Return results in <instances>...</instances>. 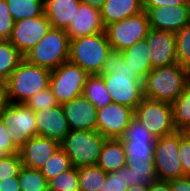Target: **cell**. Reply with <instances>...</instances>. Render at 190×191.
<instances>
[{"label":"cell","mask_w":190,"mask_h":191,"mask_svg":"<svg viewBox=\"0 0 190 191\" xmlns=\"http://www.w3.org/2000/svg\"><path fill=\"white\" fill-rule=\"evenodd\" d=\"M100 76L104 80L112 102L135 110L144 98L142 80L131 70L121 52L112 50L107 55Z\"/></svg>","instance_id":"cell-1"},{"label":"cell","mask_w":190,"mask_h":191,"mask_svg":"<svg viewBox=\"0 0 190 191\" xmlns=\"http://www.w3.org/2000/svg\"><path fill=\"white\" fill-rule=\"evenodd\" d=\"M190 83V69L180 64L153 68L142 80L143 96L172 104Z\"/></svg>","instance_id":"cell-2"},{"label":"cell","mask_w":190,"mask_h":191,"mask_svg":"<svg viewBox=\"0 0 190 191\" xmlns=\"http://www.w3.org/2000/svg\"><path fill=\"white\" fill-rule=\"evenodd\" d=\"M50 73V69L32 65L24 59L5 82L9 102L25 104L49 86Z\"/></svg>","instance_id":"cell-3"},{"label":"cell","mask_w":190,"mask_h":191,"mask_svg":"<svg viewBox=\"0 0 190 191\" xmlns=\"http://www.w3.org/2000/svg\"><path fill=\"white\" fill-rule=\"evenodd\" d=\"M111 51L105 31L99 32L70 40L68 61L80 66L89 75H101L102 65Z\"/></svg>","instance_id":"cell-4"},{"label":"cell","mask_w":190,"mask_h":191,"mask_svg":"<svg viewBox=\"0 0 190 191\" xmlns=\"http://www.w3.org/2000/svg\"><path fill=\"white\" fill-rule=\"evenodd\" d=\"M106 138L97 130H70L60 143L74 167L96 165Z\"/></svg>","instance_id":"cell-5"},{"label":"cell","mask_w":190,"mask_h":191,"mask_svg":"<svg viewBox=\"0 0 190 191\" xmlns=\"http://www.w3.org/2000/svg\"><path fill=\"white\" fill-rule=\"evenodd\" d=\"M70 39L64 29L51 28L24 59L36 66L53 70L68 61Z\"/></svg>","instance_id":"cell-6"},{"label":"cell","mask_w":190,"mask_h":191,"mask_svg":"<svg viewBox=\"0 0 190 191\" xmlns=\"http://www.w3.org/2000/svg\"><path fill=\"white\" fill-rule=\"evenodd\" d=\"M125 149L126 165H148L154 162L155 137L135 116L120 138Z\"/></svg>","instance_id":"cell-7"},{"label":"cell","mask_w":190,"mask_h":191,"mask_svg":"<svg viewBox=\"0 0 190 191\" xmlns=\"http://www.w3.org/2000/svg\"><path fill=\"white\" fill-rule=\"evenodd\" d=\"M89 76L80 66L70 61H66L51 70L49 86L57 103L62 105L81 96Z\"/></svg>","instance_id":"cell-8"},{"label":"cell","mask_w":190,"mask_h":191,"mask_svg":"<svg viewBox=\"0 0 190 191\" xmlns=\"http://www.w3.org/2000/svg\"><path fill=\"white\" fill-rule=\"evenodd\" d=\"M149 19L146 11L111 23L104 29L113 51H124L144 39L149 31Z\"/></svg>","instance_id":"cell-9"},{"label":"cell","mask_w":190,"mask_h":191,"mask_svg":"<svg viewBox=\"0 0 190 191\" xmlns=\"http://www.w3.org/2000/svg\"><path fill=\"white\" fill-rule=\"evenodd\" d=\"M134 116L157 138L177 131L173 122L172 104L144 97L135 108Z\"/></svg>","instance_id":"cell-10"},{"label":"cell","mask_w":190,"mask_h":191,"mask_svg":"<svg viewBox=\"0 0 190 191\" xmlns=\"http://www.w3.org/2000/svg\"><path fill=\"white\" fill-rule=\"evenodd\" d=\"M0 120L9 129L12 144L18 151L29 139L37 136L35 113L25 104L9 102Z\"/></svg>","instance_id":"cell-11"},{"label":"cell","mask_w":190,"mask_h":191,"mask_svg":"<svg viewBox=\"0 0 190 191\" xmlns=\"http://www.w3.org/2000/svg\"><path fill=\"white\" fill-rule=\"evenodd\" d=\"M178 148L179 131L157 139L154 146V164L158 180L169 181L183 177Z\"/></svg>","instance_id":"cell-12"},{"label":"cell","mask_w":190,"mask_h":191,"mask_svg":"<svg viewBox=\"0 0 190 191\" xmlns=\"http://www.w3.org/2000/svg\"><path fill=\"white\" fill-rule=\"evenodd\" d=\"M50 29L51 25L45 14L31 19L18 20L14 22L9 41L24 56L41 41Z\"/></svg>","instance_id":"cell-13"},{"label":"cell","mask_w":190,"mask_h":191,"mask_svg":"<svg viewBox=\"0 0 190 191\" xmlns=\"http://www.w3.org/2000/svg\"><path fill=\"white\" fill-rule=\"evenodd\" d=\"M134 117V109L112 102L97 109V131L106 139H120Z\"/></svg>","instance_id":"cell-14"},{"label":"cell","mask_w":190,"mask_h":191,"mask_svg":"<svg viewBox=\"0 0 190 191\" xmlns=\"http://www.w3.org/2000/svg\"><path fill=\"white\" fill-rule=\"evenodd\" d=\"M143 10L147 12L151 29L177 33L190 22V2L185 5L143 8Z\"/></svg>","instance_id":"cell-15"},{"label":"cell","mask_w":190,"mask_h":191,"mask_svg":"<svg viewBox=\"0 0 190 191\" xmlns=\"http://www.w3.org/2000/svg\"><path fill=\"white\" fill-rule=\"evenodd\" d=\"M145 39L152 69L177 63L175 33L150 28Z\"/></svg>","instance_id":"cell-16"},{"label":"cell","mask_w":190,"mask_h":191,"mask_svg":"<svg viewBox=\"0 0 190 191\" xmlns=\"http://www.w3.org/2000/svg\"><path fill=\"white\" fill-rule=\"evenodd\" d=\"M34 113L37 136L50 138L61 143L70 131L62 105L43 108Z\"/></svg>","instance_id":"cell-17"},{"label":"cell","mask_w":190,"mask_h":191,"mask_svg":"<svg viewBox=\"0 0 190 191\" xmlns=\"http://www.w3.org/2000/svg\"><path fill=\"white\" fill-rule=\"evenodd\" d=\"M70 130H97L96 107L84 96L62 104Z\"/></svg>","instance_id":"cell-18"},{"label":"cell","mask_w":190,"mask_h":191,"mask_svg":"<svg viewBox=\"0 0 190 191\" xmlns=\"http://www.w3.org/2000/svg\"><path fill=\"white\" fill-rule=\"evenodd\" d=\"M100 9L80 4L70 25L65 30L70 40L104 32Z\"/></svg>","instance_id":"cell-19"},{"label":"cell","mask_w":190,"mask_h":191,"mask_svg":"<svg viewBox=\"0 0 190 191\" xmlns=\"http://www.w3.org/2000/svg\"><path fill=\"white\" fill-rule=\"evenodd\" d=\"M60 148L56 140L34 136L18 151L22 165L32 169H40L51 155Z\"/></svg>","instance_id":"cell-20"},{"label":"cell","mask_w":190,"mask_h":191,"mask_svg":"<svg viewBox=\"0 0 190 191\" xmlns=\"http://www.w3.org/2000/svg\"><path fill=\"white\" fill-rule=\"evenodd\" d=\"M80 4V0H43L44 14L51 28L66 30Z\"/></svg>","instance_id":"cell-21"},{"label":"cell","mask_w":190,"mask_h":191,"mask_svg":"<svg viewBox=\"0 0 190 191\" xmlns=\"http://www.w3.org/2000/svg\"><path fill=\"white\" fill-rule=\"evenodd\" d=\"M142 11V0H106L100 8L104 27Z\"/></svg>","instance_id":"cell-22"},{"label":"cell","mask_w":190,"mask_h":191,"mask_svg":"<svg viewBox=\"0 0 190 191\" xmlns=\"http://www.w3.org/2000/svg\"><path fill=\"white\" fill-rule=\"evenodd\" d=\"M106 173L115 172L126 166V154L121 139H106L97 163Z\"/></svg>","instance_id":"cell-23"},{"label":"cell","mask_w":190,"mask_h":191,"mask_svg":"<svg viewBox=\"0 0 190 191\" xmlns=\"http://www.w3.org/2000/svg\"><path fill=\"white\" fill-rule=\"evenodd\" d=\"M121 54L135 75L143 80L152 70L149 59V47L146 39L139 40L135 45L121 51Z\"/></svg>","instance_id":"cell-24"},{"label":"cell","mask_w":190,"mask_h":191,"mask_svg":"<svg viewBox=\"0 0 190 191\" xmlns=\"http://www.w3.org/2000/svg\"><path fill=\"white\" fill-rule=\"evenodd\" d=\"M82 96L87 98L96 109L112 103L109 91L100 75H90L85 83Z\"/></svg>","instance_id":"cell-25"},{"label":"cell","mask_w":190,"mask_h":191,"mask_svg":"<svg viewBox=\"0 0 190 191\" xmlns=\"http://www.w3.org/2000/svg\"><path fill=\"white\" fill-rule=\"evenodd\" d=\"M124 178L129 187L136 185L149 187L158 180L154 162H148V165H126Z\"/></svg>","instance_id":"cell-26"},{"label":"cell","mask_w":190,"mask_h":191,"mask_svg":"<svg viewBox=\"0 0 190 191\" xmlns=\"http://www.w3.org/2000/svg\"><path fill=\"white\" fill-rule=\"evenodd\" d=\"M23 60L24 56L9 40H0V82L5 83Z\"/></svg>","instance_id":"cell-27"},{"label":"cell","mask_w":190,"mask_h":191,"mask_svg":"<svg viewBox=\"0 0 190 191\" xmlns=\"http://www.w3.org/2000/svg\"><path fill=\"white\" fill-rule=\"evenodd\" d=\"M172 108L176 130L190 132V83L172 103Z\"/></svg>","instance_id":"cell-28"},{"label":"cell","mask_w":190,"mask_h":191,"mask_svg":"<svg viewBox=\"0 0 190 191\" xmlns=\"http://www.w3.org/2000/svg\"><path fill=\"white\" fill-rule=\"evenodd\" d=\"M6 2L14 22L44 14L43 0H6Z\"/></svg>","instance_id":"cell-29"},{"label":"cell","mask_w":190,"mask_h":191,"mask_svg":"<svg viewBox=\"0 0 190 191\" xmlns=\"http://www.w3.org/2000/svg\"><path fill=\"white\" fill-rule=\"evenodd\" d=\"M107 173L97 165L78 168L80 191H101Z\"/></svg>","instance_id":"cell-30"},{"label":"cell","mask_w":190,"mask_h":191,"mask_svg":"<svg viewBox=\"0 0 190 191\" xmlns=\"http://www.w3.org/2000/svg\"><path fill=\"white\" fill-rule=\"evenodd\" d=\"M18 180L21 191H48V181L40 169L22 166Z\"/></svg>","instance_id":"cell-31"},{"label":"cell","mask_w":190,"mask_h":191,"mask_svg":"<svg viewBox=\"0 0 190 191\" xmlns=\"http://www.w3.org/2000/svg\"><path fill=\"white\" fill-rule=\"evenodd\" d=\"M69 156L60 147L57 149L47 162L40 168L41 173L49 181L63 171H66L72 167Z\"/></svg>","instance_id":"cell-32"},{"label":"cell","mask_w":190,"mask_h":191,"mask_svg":"<svg viewBox=\"0 0 190 191\" xmlns=\"http://www.w3.org/2000/svg\"><path fill=\"white\" fill-rule=\"evenodd\" d=\"M48 191H80L78 168L72 166L49 180Z\"/></svg>","instance_id":"cell-33"},{"label":"cell","mask_w":190,"mask_h":191,"mask_svg":"<svg viewBox=\"0 0 190 191\" xmlns=\"http://www.w3.org/2000/svg\"><path fill=\"white\" fill-rule=\"evenodd\" d=\"M175 36L177 63L190 69V22L175 33Z\"/></svg>","instance_id":"cell-34"},{"label":"cell","mask_w":190,"mask_h":191,"mask_svg":"<svg viewBox=\"0 0 190 191\" xmlns=\"http://www.w3.org/2000/svg\"><path fill=\"white\" fill-rule=\"evenodd\" d=\"M25 105L32 109L34 112L41 110L43 108H52L59 105L53 95L52 89L48 86L39 93L33 95Z\"/></svg>","instance_id":"cell-35"},{"label":"cell","mask_w":190,"mask_h":191,"mask_svg":"<svg viewBox=\"0 0 190 191\" xmlns=\"http://www.w3.org/2000/svg\"><path fill=\"white\" fill-rule=\"evenodd\" d=\"M22 166L19 153H13L0 159V181L6 180L10 177H18Z\"/></svg>","instance_id":"cell-36"},{"label":"cell","mask_w":190,"mask_h":191,"mask_svg":"<svg viewBox=\"0 0 190 191\" xmlns=\"http://www.w3.org/2000/svg\"><path fill=\"white\" fill-rule=\"evenodd\" d=\"M178 155L183 171V177H190V132L179 131Z\"/></svg>","instance_id":"cell-37"},{"label":"cell","mask_w":190,"mask_h":191,"mask_svg":"<svg viewBox=\"0 0 190 191\" xmlns=\"http://www.w3.org/2000/svg\"><path fill=\"white\" fill-rule=\"evenodd\" d=\"M129 185L124 178V167L115 172L107 173L101 191H127Z\"/></svg>","instance_id":"cell-38"},{"label":"cell","mask_w":190,"mask_h":191,"mask_svg":"<svg viewBox=\"0 0 190 191\" xmlns=\"http://www.w3.org/2000/svg\"><path fill=\"white\" fill-rule=\"evenodd\" d=\"M14 21L6 0H0V40H9Z\"/></svg>","instance_id":"cell-39"},{"label":"cell","mask_w":190,"mask_h":191,"mask_svg":"<svg viewBox=\"0 0 190 191\" xmlns=\"http://www.w3.org/2000/svg\"><path fill=\"white\" fill-rule=\"evenodd\" d=\"M190 0H142L143 8H155L161 6H177L188 4Z\"/></svg>","instance_id":"cell-40"},{"label":"cell","mask_w":190,"mask_h":191,"mask_svg":"<svg viewBox=\"0 0 190 191\" xmlns=\"http://www.w3.org/2000/svg\"><path fill=\"white\" fill-rule=\"evenodd\" d=\"M171 191H190V177L171 179L168 181Z\"/></svg>","instance_id":"cell-41"},{"label":"cell","mask_w":190,"mask_h":191,"mask_svg":"<svg viewBox=\"0 0 190 191\" xmlns=\"http://www.w3.org/2000/svg\"><path fill=\"white\" fill-rule=\"evenodd\" d=\"M0 191H21L18 177H10L0 181Z\"/></svg>","instance_id":"cell-42"},{"label":"cell","mask_w":190,"mask_h":191,"mask_svg":"<svg viewBox=\"0 0 190 191\" xmlns=\"http://www.w3.org/2000/svg\"><path fill=\"white\" fill-rule=\"evenodd\" d=\"M9 129L0 120V145H13Z\"/></svg>","instance_id":"cell-43"},{"label":"cell","mask_w":190,"mask_h":191,"mask_svg":"<svg viewBox=\"0 0 190 191\" xmlns=\"http://www.w3.org/2000/svg\"><path fill=\"white\" fill-rule=\"evenodd\" d=\"M148 191H171L168 181L157 180L148 187Z\"/></svg>","instance_id":"cell-44"},{"label":"cell","mask_w":190,"mask_h":191,"mask_svg":"<svg viewBox=\"0 0 190 191\" xmlns=\"http://www.w3.org/2000/svg\"><path fill=\"white\" fill-rule=\"evenodd\" d=\"M9 103L5 83L0 82V116Z\"/></svg>","instance_id":"cell-45"},{"label":"cell","mask_w":190,"mask_h":191,"mask_svg":"<svg viewBox=\"0 0 190 191\" xmlns=\"http://www.w3.org/2000/svg\"><path fill=\"white\" fill-rule=\"evenodd\" d=\"M13 153H18V150L13 145H0V159Z\"/></svg>","instance_id":"cell-46"},{"label":"cell","mask_w":190,"mask_h":191,"mask_svg":"<svg viewBox=\"0 0 190 191\" xmlns=\"http://www.w3.org/2000/svg\"><path fill=\"white\" fill-rule=\"evenodd\" d=\"M82 4L100 9L106 0H80Z\"/></svg>","instance_id":"cell-47"},{"label":"cell","mask_w":190,"mask_h":191,"mask_svg":"<svg viewBox=\"0 0 190 191\" xmlns=\"http://www.w3.org/2000/svg\"><path fill=\"white\" fill-rule=\"evenodd\" d=\"M127 191H148V187H142L140 185L132 186Z\"/></svg>","instance_id":"cell-48"}]
</instances>
